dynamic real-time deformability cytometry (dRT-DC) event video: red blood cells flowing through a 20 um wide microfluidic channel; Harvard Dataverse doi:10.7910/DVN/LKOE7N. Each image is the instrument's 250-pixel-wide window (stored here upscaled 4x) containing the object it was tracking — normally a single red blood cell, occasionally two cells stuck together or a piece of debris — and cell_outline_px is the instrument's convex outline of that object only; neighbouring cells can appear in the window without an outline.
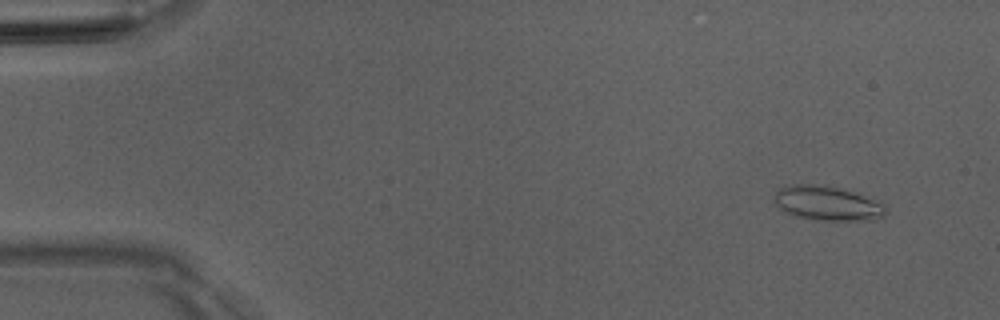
{"species": "Egyptian fruit bat (a non-hibernating species)", "species_latin": "Rousettus aegyptiacus", "temperature_condition": "room temperature", "stored_images_in_passage": 51, "camera_frame_rate_fps": 3000, "um_per_image_px": 0.085, "animal": {"sex": "male"}, "frame": {"image": 1, "passage_image": 4, "time_ms": 1.0, "image_size_px": [1000, 320], "cell_outline_px": [[888, 212], [884, 216], [868, 220], [816, 220], [792, 216], [784, 212], [776, 204], [772, 196], [776, 188], [796, 184], [824, 184], [844, 188], [860, 192], [880, 204]], "centroid_in_image_um": [70.26, 17.25], "position_along_channel_um": 14.7, "area_um2": 22.89}}
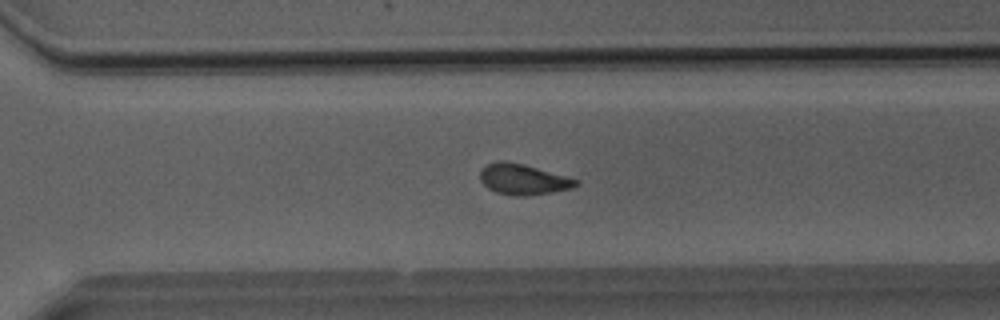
{"frame": {"image": 2, "passage_image": 36, "time_ms": 11.667, "image_size_px": [1000, 320], "cell_outline_px": [[580, 184], [572, 188], [552, 192], [524, 196], [512, 196], [496, 192], [488, 188], [480, 180], [480, 172], [488, 164], [496, 160], [504, 160], [524, 164], [580, 180]], "centroid_in_image_um": [44.48, 15.24], "position_along_channel_um": 326.1, "area_um2": 17.17}}
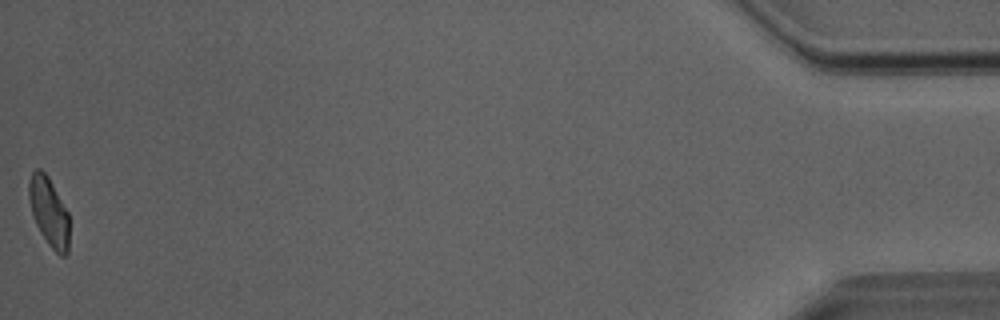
{"frame": {"image": 3, "passage_image": 51, "time_ms": 16.667, "image_size_px": [1000, 320], "cell_outline_px": [[68, 252], [64, 256], [60, 256], [48, 244], [40, 232], [36, 224], [32, 212], [28, 196], [28, 180], [32, 172], [36, 168], [40, 168], [48, 176], [68, 212]], "centroid_in_image_um": [4.14, 17.98], "position_along_channel_um": 431.1, "area_um2": 16.13}, "authors_computed_cell_mechanics": {"area_um2": 17.34, "velocity_mm_per_s": 4.0574, "shape_relaxation_time_tau1_ms": 7.4357, "shape_relaxation_time_tau2_ms": 2.0305, "deformation_change_tau1": 0.1757, "deformation_change_tau2": 0.0943}}